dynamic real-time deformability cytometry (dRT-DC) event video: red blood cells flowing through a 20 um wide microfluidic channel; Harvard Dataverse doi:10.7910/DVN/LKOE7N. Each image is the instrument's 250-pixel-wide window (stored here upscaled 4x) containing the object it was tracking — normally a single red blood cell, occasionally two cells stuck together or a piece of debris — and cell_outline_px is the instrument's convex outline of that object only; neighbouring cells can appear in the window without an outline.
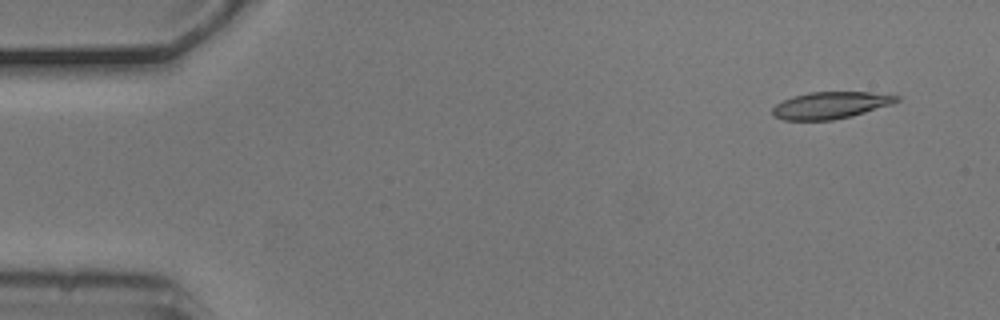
{"species": "common noctule bat (a hibernating species)", "species_latin": "Nyctalus noctula", "temperature_condition": "cold", "stored_images_in_passage": 3, "camera_frame_rate_fps": 3000, "um_per_image_px": 0.085, "animal": {"sex": "male", "body_mass_g": 20.5, "forearm_length_mm": 52.5}, "frame": {"image": 1, "passage_image": 1, "time_ms": 0.0, "image_size_px": [1000, 320], "cell_outline_px": [[900, 100], [892, 104], [852, 116], [832, 120], [784, 120], [772, 116], [772, 108], [776, 104], [784, 100], [808, 92], [872, 92], [900, 96]], "centroid_in_image_um": [70.6, 8.95], "position_along_channel_um": 14.4, "area_um2": 19.42}}
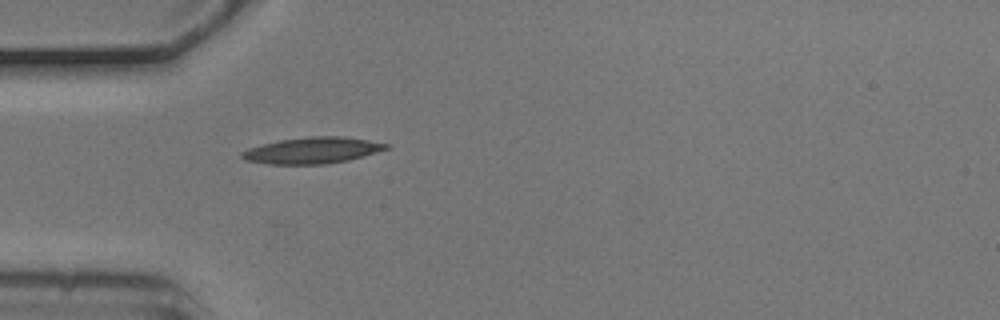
{"frame": {"image": 2, "passage_image": 3, "time_ms": 0.667, "image_size_px": [1000, 320], "cell_outline_px": [[392, 148], [348, 160], [328, 164], [268, 164], [244, 160], [240, 156], [240, 152], [248, 148], [280, 140], [308, 136], [344, 136], [392, 144]], "centroid_in_image_um": [26.59, 12.78], "position_along_channel_um": 58.4, "area_um2": 22.31}}